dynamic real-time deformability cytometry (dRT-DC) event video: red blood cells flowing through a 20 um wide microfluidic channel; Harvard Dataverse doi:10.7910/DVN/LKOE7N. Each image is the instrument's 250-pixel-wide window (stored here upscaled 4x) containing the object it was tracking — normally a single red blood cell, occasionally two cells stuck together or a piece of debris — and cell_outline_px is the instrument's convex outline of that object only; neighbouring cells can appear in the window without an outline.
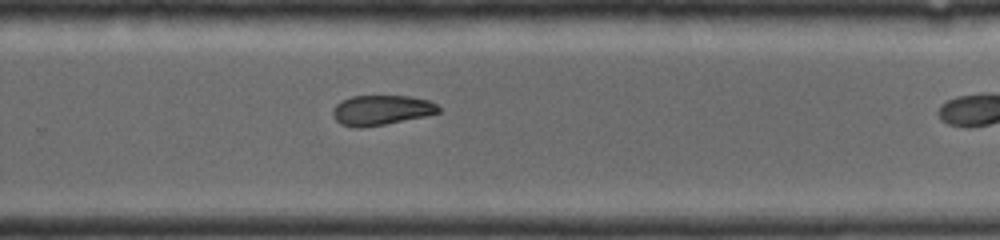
{"species": "common noctule bat (a hibernating species)", "species_latin": "Nyctalus noctula", "temperature_condition": "room temperature", "stored_images_in_passage": 13, "camera_frame_rate_fps": 4000, "um_per_image_px": 0.085, "animal": {"sex": "female", "body_mass_g": 19.0, "forearm_length_mm": 56.7}, "frame": {"image": 1, "passage_image": 8, "time_ms": 5.75, "image_size_px": [1000, 240], "cell_outline_px": [[440, 112], [424, 116], [384, 124], [360, 128], [356, 128], [340, 124], [332, 116], [332, 108], [340, 100], [352, 96], [408, 96], [428, 100], [436, 104], [440, 108]], "centroid_in_image_um": [32.35, 9.36], "position_along_channel_um": 297.4, "area_um2": 18.44}}
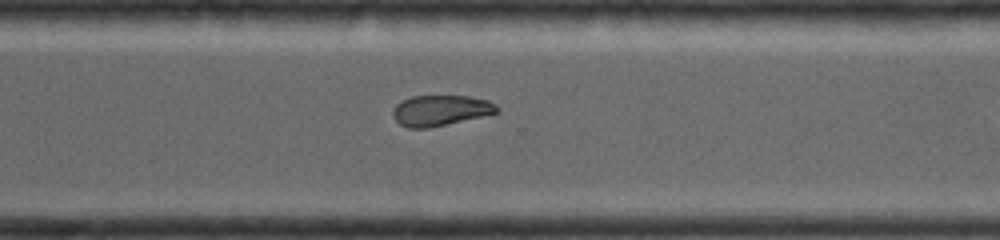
{"frame": {"image": 2, "passage_image": 10, "time_ms": 6.5, "image_size_px": [1000, 240], "cell_outline_px": [[500, 112], [428, 128], [408, 128], [400, 124], [392, 116], [392, 112], [396, 104], [412, 96], [468, 96], [488, 100], [496, 104], [500, 108]], "centroid_in_image_um": [37.45, 9.38], "position_along_channel_um": 333.1, "area_um2": 18.5}}